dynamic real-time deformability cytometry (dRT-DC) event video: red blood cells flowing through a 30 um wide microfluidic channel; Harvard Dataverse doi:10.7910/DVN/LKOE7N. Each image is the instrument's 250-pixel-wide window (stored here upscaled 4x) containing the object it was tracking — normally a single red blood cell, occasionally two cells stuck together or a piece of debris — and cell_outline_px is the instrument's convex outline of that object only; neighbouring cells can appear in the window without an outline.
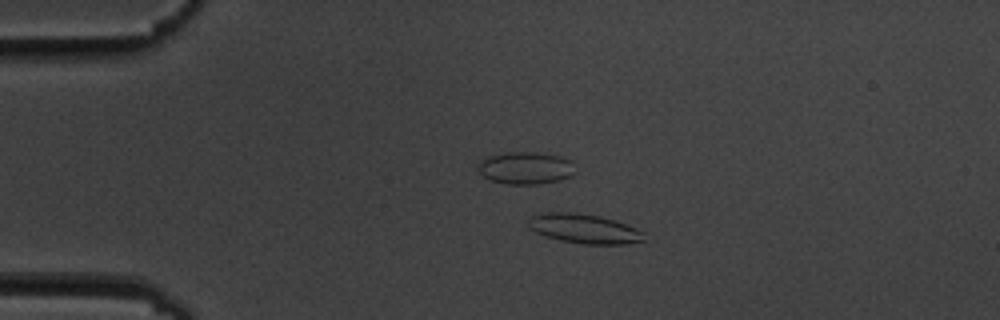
{"species": "common noctule bat (a hibernating species)", "species_latin": "Nyctalus noctula", "temperature_condition": "cold", "stored_images_in_passage": 6, "camera_frame_rate_fps": 3000, "um_per_image_px": 0.085, "animal": {"sex": "male", "body_mass_g": 19.5, "forearm_length_mm": 54.6}, "frame": {"image": 1, "passage_image": 3, "time_ms": 2.333, "image_size_px": [1000, 320], "cell_outline_px": [[644, 240], [624, 244], [584, 244], [560, 240], [544, 236], [528, 228], [528, 216], [540, 212], [576, 212], [600, 216], [636, 228], [644, 232]], "centroid_in_image_um": [49.57, 19.42], "position_along_channel_um": 35.4, "area_um2": 19.94}}
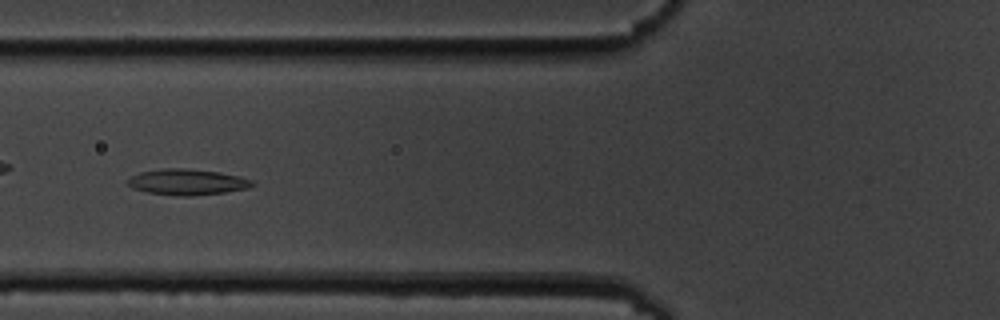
{"frame": {"image": 2, "passage_image": 6, "time_ms": 5.667, "image_size_px": [1000, 320], "cell_outline_px": [[256, 184], [248, 188], [224, 192], [192, 196], [176, 196], [148, 192], [132, 188], [128, 184], [128, 180], [132, 176], [140, 172], [160, 168], [184, 168], [220, 172], [240, 176], [252, 180]], "centroid_in_image_um": [15.93, 15.47], "position_along_channel_um": 109.9, "area_um2": 18.84}}